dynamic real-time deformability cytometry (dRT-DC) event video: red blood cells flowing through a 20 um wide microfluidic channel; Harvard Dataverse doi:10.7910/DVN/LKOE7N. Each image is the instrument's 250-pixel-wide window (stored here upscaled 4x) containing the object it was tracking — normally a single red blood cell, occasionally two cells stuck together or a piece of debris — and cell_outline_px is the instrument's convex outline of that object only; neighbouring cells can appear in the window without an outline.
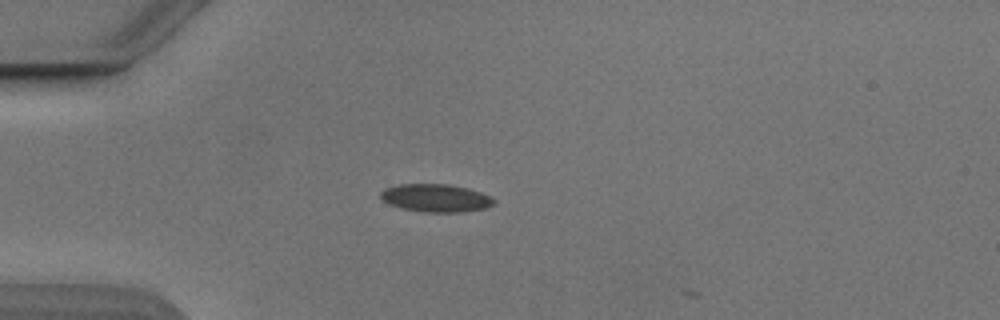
{"species": "Egyptian fruit bat (a non-hibernating species)", "species_latin": "Rousettus aegyptiacus", "temperature_condition": "cold", "stored_images_in_passage": 7, "camera_frame_rate_fps": 3000, "um_per_image_px": 0.085, "animal": {"sex": "male"}, "frame": {"image": 1, "passage_image": 1, "time_ms": 0.0, "image_size_px": [1000, 320], "cell_outline_px": [[496, 200], [492, 204], [484, 208], [464, 212], [424, 212], [400, 208], [388, 204], [380, 196], [380, 192], [384, 188], [400, 184], [448, 184], [468, 188], [480, 192]], "centroid_in_image_um": [37.0, 16.83], "position_along_channel_um": 48.0, "area_um2": 18.38}}
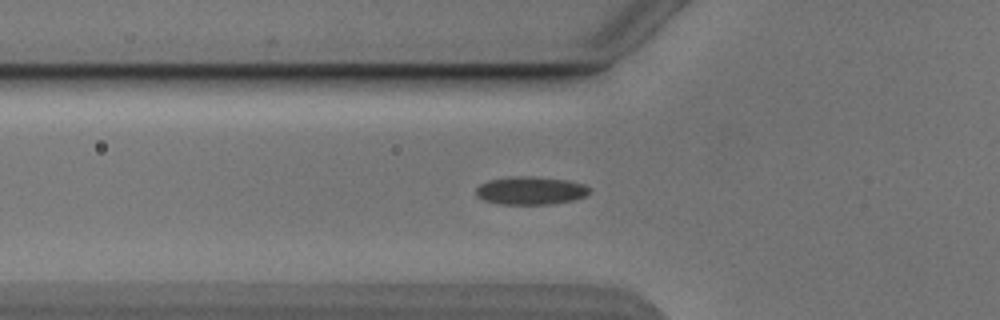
{"frame": {"image": 2, "passage_image": 5, "time_ms": 1.333, "image_size_px": [1000, 320], "cell_outline_px": [[592, 192], [584, 196], [572, 200], [552, 204], [500, 204], [484, 200], [476, 196], [476, 188], [480, 184], [488, 180], [508, 176], [532, 176], [568, 180], [584, 184], [592, 188]], "centroid_in_image_um": [45.11, 16.19], "position_along_channel_um": 80.7, "area_um2": 18.79}}